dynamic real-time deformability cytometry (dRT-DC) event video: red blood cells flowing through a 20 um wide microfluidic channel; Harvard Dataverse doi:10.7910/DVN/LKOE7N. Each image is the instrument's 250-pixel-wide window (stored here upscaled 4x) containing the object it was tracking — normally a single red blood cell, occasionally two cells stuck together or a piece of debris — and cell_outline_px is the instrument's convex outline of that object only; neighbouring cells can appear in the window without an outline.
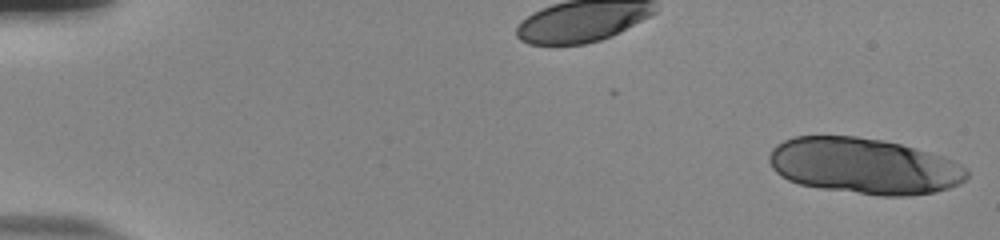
{"species": "human", "species_latin": "Homo sapiens", "temperature_condition": "room temperature", "stored_images_in_passage": 19, "camera_frame_rate_fps": 3000, "um_per_image_px": 0.085, "donor": {"sex": "male"}, "frame": {"image": 1, "passage_image": 1, "time_ms": 0.0, "image_size_px": [1000, 240], "cell_outline_px": [[968, 176], [960, 184], [948, 188], [932, 192], [908, 196], [880, 196], [820, 188], [800, 184], [788, 180], [780, 176], [772, 168], [768, 160], [768, 156], [772, 148], [776, 144], [792, 136], [856, 136], [884, 140], [900, 144], [940, 156], [952, 160], [968, 168]], "centroid_in_image_um": [73.41, 14.11], "position_along_channel_um": 11.6, "area_um2": 64.62}}